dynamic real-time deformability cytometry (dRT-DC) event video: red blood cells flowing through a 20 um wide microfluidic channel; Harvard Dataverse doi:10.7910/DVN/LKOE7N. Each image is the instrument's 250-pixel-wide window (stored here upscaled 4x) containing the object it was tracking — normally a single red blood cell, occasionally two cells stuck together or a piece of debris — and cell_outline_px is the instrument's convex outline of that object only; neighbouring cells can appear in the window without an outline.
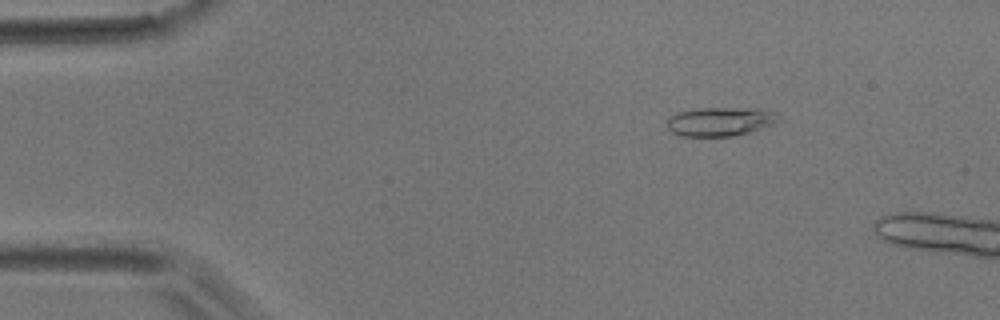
{"species": "common noctule bat (a hibernating species)", "species_latin": "Nyctalus noctula", "temperature_condition": "room temperature", "stored_images_in_passage": 5, "camera_frame_rate_fps": 3000, "um_per_image_px": 0.085, "animal": {"sex": "male", "body_mass_g": 17.9}, "frame": {"image": 1, "passage_image": 1, "time_ms": 0.0, "image_size_px": [1000, 320], "cell_outline_px": [[780, 120], [772, 124], [748, 132], [732, 136], [680, 136], [672, 132], [668, 128], [668, 120], [676, 112], [692, 108], [756, 108], [776, 112]], "centroid_in_image_um": [61.2, 10.32], "position_along_channel_um": 23.8, "area_um2": 18.73}}